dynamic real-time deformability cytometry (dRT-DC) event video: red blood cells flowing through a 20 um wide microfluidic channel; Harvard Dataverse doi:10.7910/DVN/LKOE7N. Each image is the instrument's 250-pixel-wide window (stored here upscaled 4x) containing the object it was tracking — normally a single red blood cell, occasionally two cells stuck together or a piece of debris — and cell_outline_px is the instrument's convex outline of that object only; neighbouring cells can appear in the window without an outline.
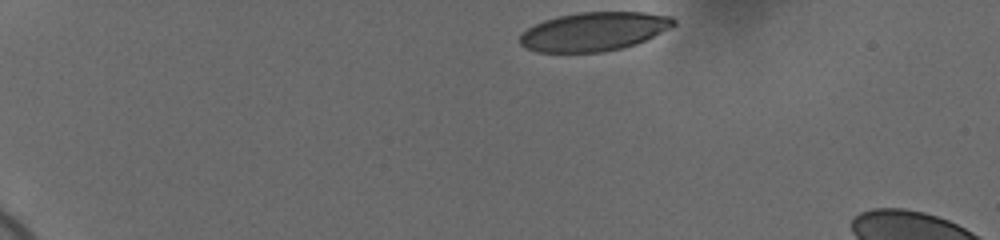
{"species": "human", "species_latin": "Homo sapiens", "temperature_condition": "cold", "stored_images_in_passage": 39, "camera_frame_rate_fps": 3000, "um_per_image_px": 0.085, "donor": {"sex": "female"}, "frame": {"image": 1, "passage_image": 1, "time_ms": 0.0, "image_size_px": [1000, 240], "cell_outline_px": [[676, 24], [636, 44], [624, 48], [604, 52], [536, 52], [524, 48], [520, 44], [520, 36], [528, 28], [544, 20], [556, 16], [580, 12], [644, 12], [672, 16], [676, 20]], "centroid_in_image_um": [50.47, 2.68], "position_along_channel_um": 34.5, "area_um2": 34.74}}
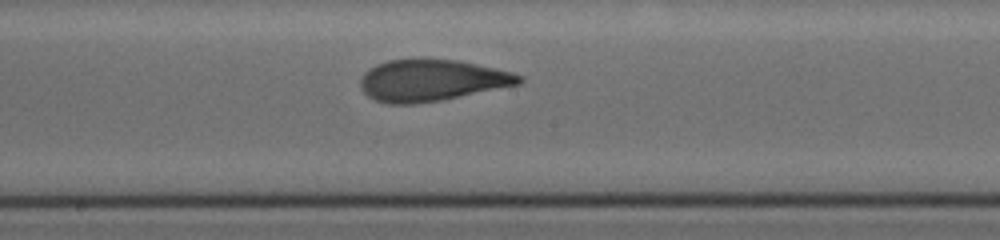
{"frame": {"image": 2, "passage_image": 23, "time_ms": 7.333, "image_size_px": [1000, 240], "cell_outline_px": [[524, 80], [520, 84], [440, 100], [412, 104], [388, 104], [376, 100], [368, 96], [364, 92], [360, 84], [360, 80], [364, 72], [368, 68], [376, 64], [388, 60], [456, 60], [476, 64], [512, 72], [524, 76]], "centroid_in_image_um": [36.68, 6.84], "position_along_channel_um": 211.5, "area_um2": 38.03}}
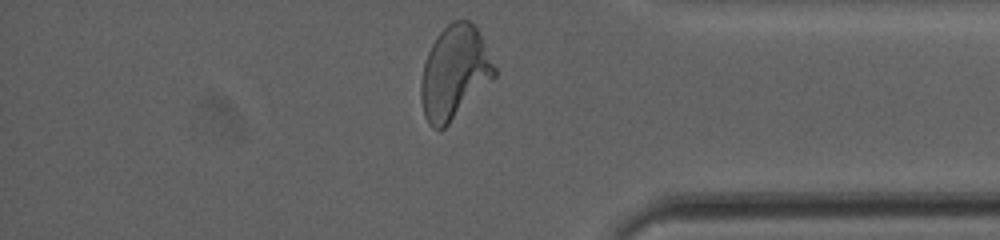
{"frame": {"image": 3, "passage_image": 39, "time_ms": 12.667, "image_size_px": [1000, 240], "cell_outline_px": [[496, 76], [444, 128], [432, 128], [428, 124], [424, 116], [420, 100], [420, 80], [424, 64], [428, 52], [432, 44], [440, 32], [452, 20], [468, 20], [476, 28], [496, 68]], "centroid_in_image_um": [38.59, 6.18], "position_along_channel_um": 396.6, "area_um2": 39.42}, "authors_computed_cell_mechanics": {"area_um2": 38.0902, "velocity_mm_per_s": 3.6611, "shape_relaxation_time_tau1_ms": 6.7128, "shape_relaxation_time_tau2_ms": 1.099, "deformation_change_tau1": 0.2268, "deformation_change_tau2": 0.0929}}